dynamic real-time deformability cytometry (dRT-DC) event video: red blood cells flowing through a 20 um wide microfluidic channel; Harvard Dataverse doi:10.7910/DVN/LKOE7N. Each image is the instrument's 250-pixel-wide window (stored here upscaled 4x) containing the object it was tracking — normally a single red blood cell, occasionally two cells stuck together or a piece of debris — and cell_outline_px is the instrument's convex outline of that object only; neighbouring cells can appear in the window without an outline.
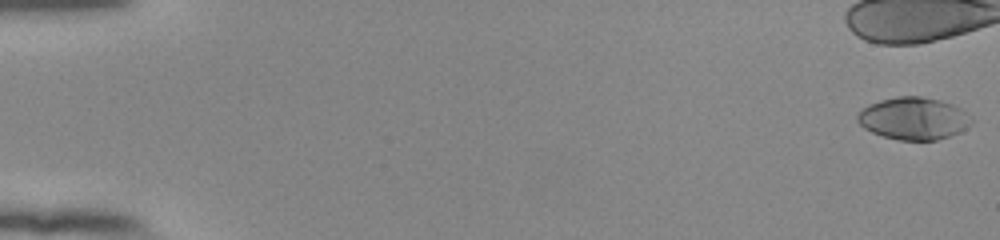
{"species": "human", "species_latin": "Homo sapiens", "temperature_condition": "room temperature", "stored_images_in_passage": 22, "camera_frame_rate_fps": 3000, "um_per_image_px": 0.085, "donor": {"sex": "female"}, "frame": {"image": 1, "passage_image": 1, "time_ms": 0.0, "image_size_px": [1000, 240], "cell_outline_px": [[972, 124], [960, 132], [936, 140], [900, 140], [884, 136], [872, 132], [864, 128], [856, 120], [856, 116], [868, 104], [880, 100], [900, 96], [920, 96], [940, 100], [952, 104], [960, 108], [972, 116]], "centroid_in_image_um": [77.67, 10.06], "position_along_channel_um": 7.3, "area_um2": 28.09}}